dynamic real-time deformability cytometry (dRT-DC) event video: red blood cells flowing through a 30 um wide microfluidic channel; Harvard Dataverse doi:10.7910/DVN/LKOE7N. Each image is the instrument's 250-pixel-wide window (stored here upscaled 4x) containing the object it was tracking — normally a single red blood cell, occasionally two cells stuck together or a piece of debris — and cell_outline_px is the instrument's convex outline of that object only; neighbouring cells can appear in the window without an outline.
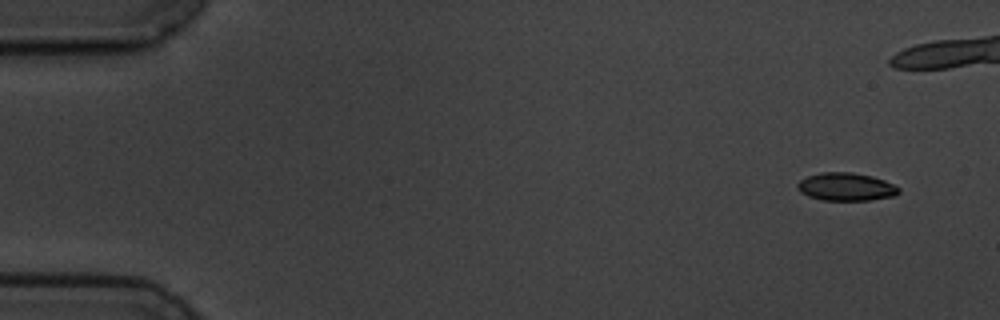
{"species": "common noctule bat (a hibernating species)", "species_latin": "Nyctalus noctula", "temperature_condition": "cold", "stored_images_in_passage": 5, "camera_frame_rate_fps": 3000, "um_per_image_px": 0.085, "animal": {"sex": "male", "body_mass_g": 19.5, "forearm_length_mm": 54.6}, "frame": {"image": 1, "passage_image": 1, "time_ms": 0.0, "image_size_px": [1000, 320], "cell_outline_px": [[900, 192], [896, 196], [868, 200], [824, 200], [808, 196], [800, 192], [796, 188], [796, 184], [800, 180], [808, 176], [820, 172], [852, 172], [872, 176], [884, 180], [900, 188]], "centroid_in_image_um": [71.91, 15.87], "position_along_channel_um": 13.1, "area_um2": 16.59}}
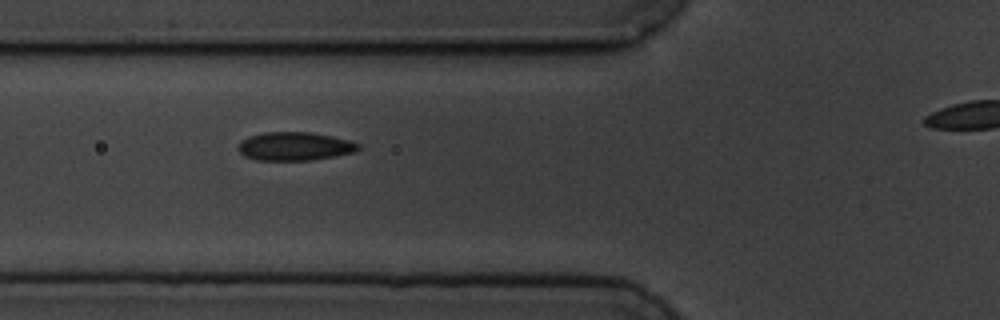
{"frame": {"image": 2, "passage_image": 5, "time_ms": 8.667, "image_size_px": [1000, 320], "cell_outline_px": [[360, 148], [356, 152], [312, 160], [256, 160], [244, 156], [236, 148], [240, 140], [248, 136], [264, 132], [312, 132], [332, 136], [348, 140], [360, 144]], "centroid_in_image_um": [25.02, 12.43], "position_along_channel_um": 100.8, "area_um2": 20.11}}